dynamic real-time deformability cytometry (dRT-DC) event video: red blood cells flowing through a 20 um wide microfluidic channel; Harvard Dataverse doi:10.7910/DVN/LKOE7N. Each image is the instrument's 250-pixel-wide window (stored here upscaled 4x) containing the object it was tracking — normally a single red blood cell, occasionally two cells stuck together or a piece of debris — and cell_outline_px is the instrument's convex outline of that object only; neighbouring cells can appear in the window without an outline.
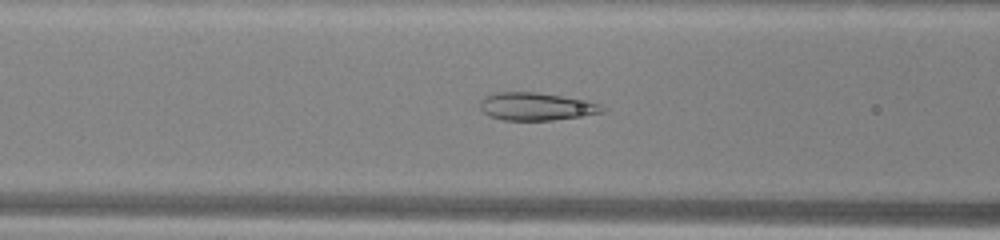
{"species": "common noctule bat (a hibernating species)", "species_latin": "Nyctalus noctula", "temperature_condition": "warm", "stored_images_in_passage": 35, "camera_frame_rate_fps": 3000, "um_per_image_px": 0.085, "animal": {"sex": "male", "body_mass_g": 13.0, "forearm_length_mm": 53.1}, "frame": {"image": 1, "passage_image": 5, "time_ms": 1.333, "image_size_px": [1000, 240], "cell_outline_px": [[608, 112], [584, 116], [552, 120], [504, 120], [488, 116], [480, 108], [480, 100], [484, 96], [496, 92], [536, 92], [588, 100], [600, 104]], "centroid_in_image_um": [45.61, 9.05], "position_along_channel_um": 121.0, "area_um2": 20.06}}
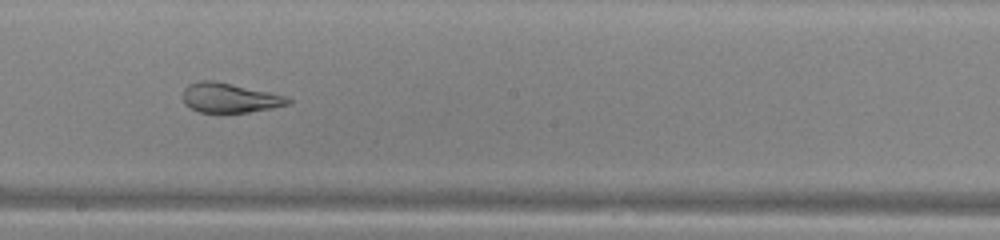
{"frame": {"image": 2, "passage_image": 13, "time_ms": 4.0, "image_size_px": [1000, 240], "cell_outline_px": [[292, 104], [272, 108], [248, 112], [200, 112], [184, 104], [184, 88], [188, 84], [200, 80], [212, 80], [232, 84], [268, 92], [284, 96], [292, 100]], "centroid_in_image_um": [19.52, 8.31], "position_along_channel_um": 228.7, "area_um2": 17.92}}
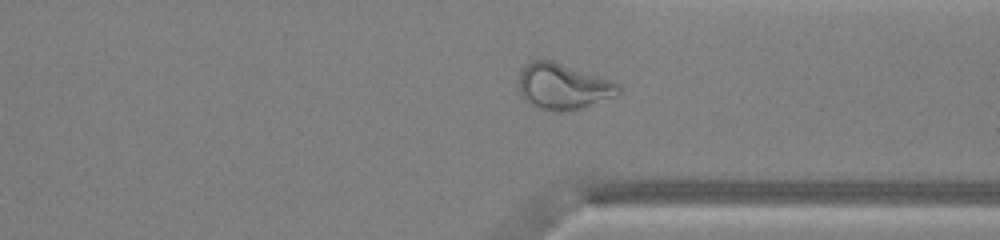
{"frame": {"image": 3, "passage_image": 23, "time_ms": 7.333, "image_size_px": [1000, 240], "cell_outline_px": [[620, 92], [616, 96], [580, 108], [540, 108], [532, 104], [520, 92], [520, 72], [524, 64], [532, 60], [552, 60], [620, 84]], "centroid_in_image_um": [47.87, 7.29], "position_along_channel_um": 363.5, "area_um2": 25.49}}